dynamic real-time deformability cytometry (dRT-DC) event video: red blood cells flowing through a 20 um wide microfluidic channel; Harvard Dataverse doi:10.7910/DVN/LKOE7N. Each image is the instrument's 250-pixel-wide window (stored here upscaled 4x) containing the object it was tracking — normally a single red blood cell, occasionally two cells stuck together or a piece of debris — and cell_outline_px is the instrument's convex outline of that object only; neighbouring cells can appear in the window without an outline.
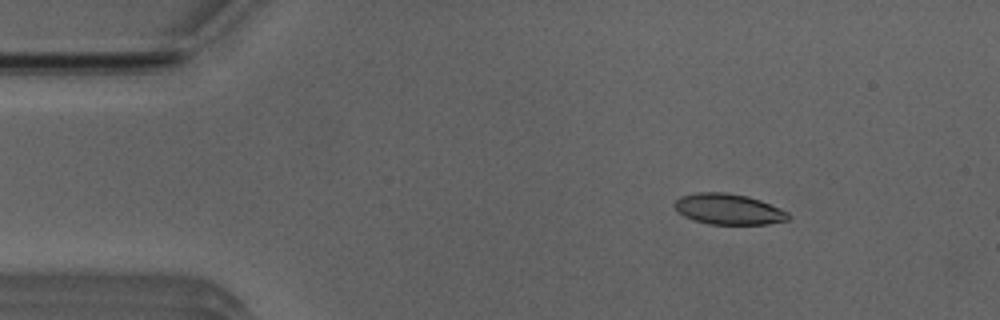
{"species": "Egyptian fruit bat (a non-hibernating species)", "species_latin": "Rousettus aegyptiacus", "temperature_condition": "room temperature", "stored_images_in_passage": 7, "camera_frame_rate_fps": 3000, "um_per_image_px": 0.085, "animal": {"sex": "male"}, "frame": {"image": 1, "passage_image": 1, "time_ms": 0.0, "image_size_px": [1000, 320], "cell_outline_px": [[792, 216], [788, 220], [768, 224], [708, 224], [684, 216], [672, 204], [680, 196], [696, 192], [724, 192], [748, 196], [760, 200], [780, 208], [788, 212]], "centroid_in_image_um": [61.94, 17.77], "position_along_channel_um": 23.1, "area_um2": 20.4}}